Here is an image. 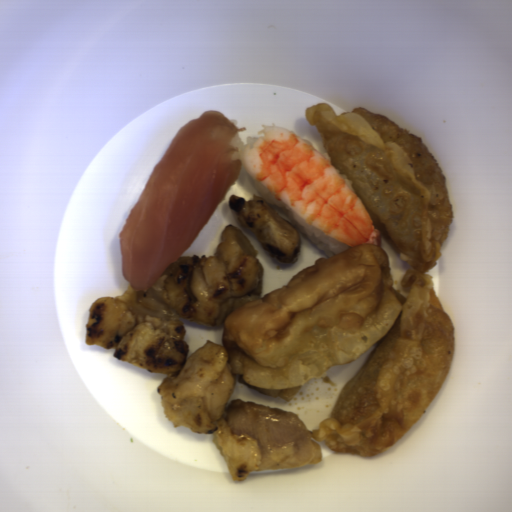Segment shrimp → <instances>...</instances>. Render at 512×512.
<instances>
[{
	"label": "shrimp",
	"mask_w": 512,
	"mask_h": 512,
	"mask_svg": "<svg viewBox=\"0 0 512 512\" xmlns=\"http://www.w3.org/2000/svg\"><path fill=\"white\" fill-rule=\"evenodd\" d=\"M241 163L298 216L348 246L378 244L382 233L346 175L294 130L263 125Z\"/></svg>",
	"instance_id": "obj_1"
}]
</instances>
